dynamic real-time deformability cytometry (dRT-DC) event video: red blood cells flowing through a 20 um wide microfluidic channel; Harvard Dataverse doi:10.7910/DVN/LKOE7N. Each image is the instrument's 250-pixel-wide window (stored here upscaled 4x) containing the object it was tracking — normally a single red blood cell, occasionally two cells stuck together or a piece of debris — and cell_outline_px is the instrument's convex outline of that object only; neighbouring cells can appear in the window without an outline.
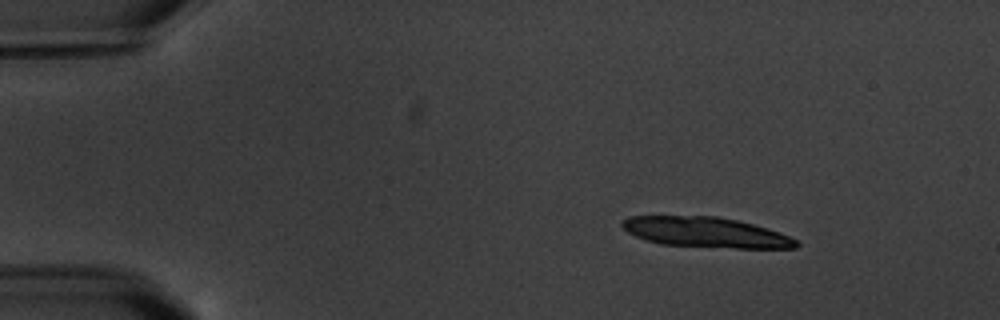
{"species": "common noctule bat (a hibernating species)", "species_latin": "Nyctalus noctula", "temperature_condition": "warm", "stored_images_in_passage": 4, "camera_frame_rate_fps": 3000, "um_per_image_px": 0.085, "animal": {"sex": "male", "body_mass_g": 20.1, "forearm_length_mm": 53.5}, "frame": {"image": 1, "passage_image": 1, "time_ms": 0.0, "image_size_px": [1000, 320], "cell_outline_px": [[800, 244], [796, 248], [736, 248], [660, 244], [636, 236], [628, 232], [620, 224], [620, 220], [628, 216], [716, 216], [736, 220], [768, 228], [780, 232], [796, 240]], "centroid_in_image_um": [59.99, 19.74], "position_along_channel_um": 25.0, "area_um2": 30.58}}